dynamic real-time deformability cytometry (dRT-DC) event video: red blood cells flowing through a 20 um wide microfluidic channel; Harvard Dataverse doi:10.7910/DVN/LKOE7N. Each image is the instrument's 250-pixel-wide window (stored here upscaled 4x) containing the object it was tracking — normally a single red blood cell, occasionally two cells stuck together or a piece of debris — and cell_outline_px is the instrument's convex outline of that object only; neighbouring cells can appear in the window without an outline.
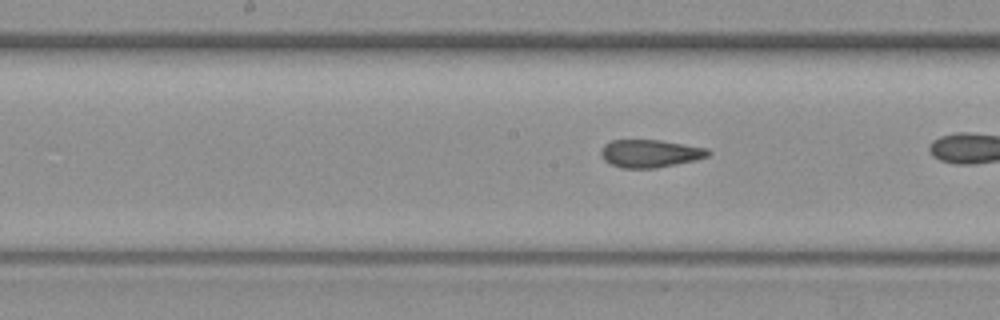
{"species": "common noctule bat (a hibernating species)", "species_latin": "Nyctalus noctula", "temperature_condition": "warm", "stored_images_in_passage": 39, "camera_frame_rate_fps": 3000, "um_per_image_px": 0.085, "animal": {"sex": "female", "body_mass_g": 19.3, "forearm_length_mm": 54.1}, "frame": {"image": 1, "passage_image": 23, "time_ms": 7.333, "image_size_px": [1000, 320], "cell_outline_px": [[712, 152], [708, 156], [696, 160], [656, 168], [620, 168], [604, 160], [600, 156], [600, 152], [604, 144], [612, 140], [660, 140], [708, 148]], "centroid_in_image_um": [55.26, 13.04], "position_along_channel_um": 192.9, "area_um2": 17.46}}